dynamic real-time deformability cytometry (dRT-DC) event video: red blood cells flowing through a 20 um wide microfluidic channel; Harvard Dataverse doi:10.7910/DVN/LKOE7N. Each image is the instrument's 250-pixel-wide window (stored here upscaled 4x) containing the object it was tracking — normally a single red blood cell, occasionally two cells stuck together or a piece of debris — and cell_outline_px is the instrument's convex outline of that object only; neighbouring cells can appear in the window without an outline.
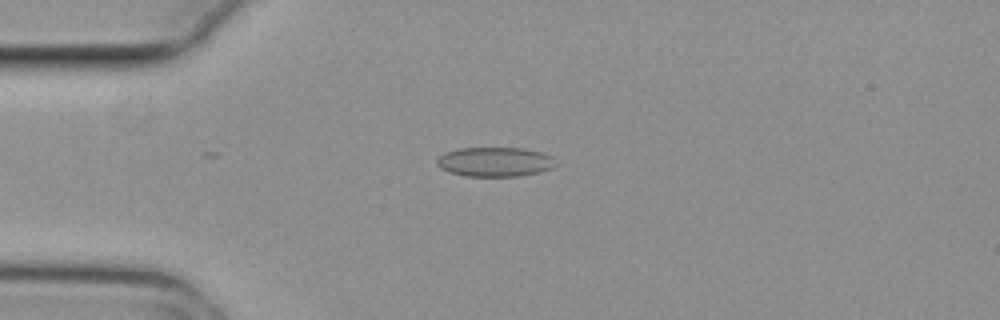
{"species": "common noctule bat (a hibernating species)", "species_latin": "Nyctalus noctula", "temperature_condition": "cold", "stored_images_in_passage": 45, "camera_frame_rate_fps": 3000, "um_per_image_px": 0.085, "animal": {"sex": "female", "body_mass_g": 29.2, "forearm_length_mm": 56.3}, "frame": {"image": 1, "passage_image": 14, "time_ms": 4.333, "image_size_px": [1000, 320], "cell_outline_px": [[560, 164], [552, 168], [540, 172], [520, 176], [464, 176], [448, 172], [440, 168], [436, 164], [436, 160], [444, 152], [456, 148], [524, 148], [540, 152], [552, 156]], "centroid_in_image_um": [42.08, 13.76], "position_along_channel_um": 42.9, "area_um2": 20.75}}
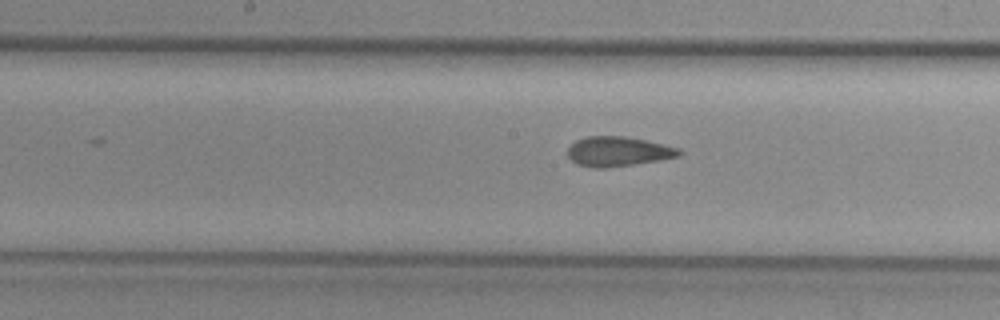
{"frame": {"image": 2, "passage_image": 28, "time_ms": 9.0, "image_size_px": [1000, 320], "cell_outline_px": [[684, 152], [680, 156], [636, 164], [608, 168], [592, 168], [576, 164], [568, 156], [568, 148], [576, 140], [588, 136], [624, 136], [644, 140], [680, 148]], "centroid_in_image_um": [52.54, 12.89], "position_along_channel_um": 195.7, "area_um2": 19.36}}
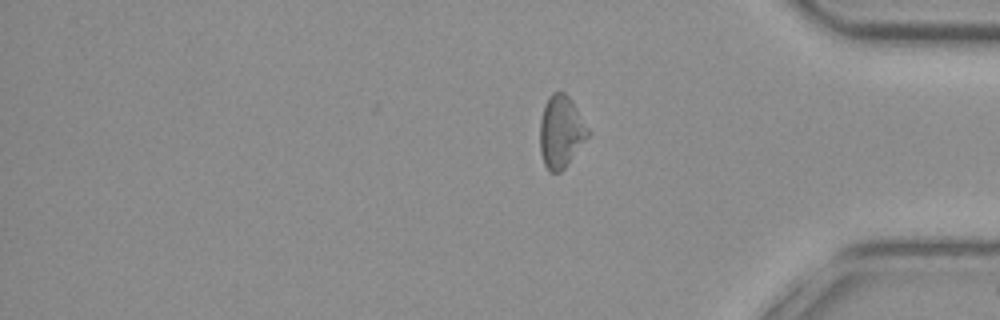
{"frame": {"image": 3, "passage_image": 45, "time_ms": 14.667, "image_size_px": [1000, 320], "cell_outline_px": [[592, 132], [564, 168], [560, 172], [552, 172], [544, 164], [540, 152], [540, 120], [544, 104], [548, 96], [552, 92], [564, 92], [572, 100]], "centroid_in_image_um": [47.69, 11.16], "position_along_channel_um": 387.5, "area_um2": 20.35}, "authors_computed_cell_mechanics": {"area_um2": 19.941, "velocity_mm_per_s": 3.7222, "shape_relaxation_time_tau1_ms": null, "shape_relaxation_time_tau2_ms": 2.0025, "deformation_change_tau1": null, "deformation_change_tau2": 0.0764}}